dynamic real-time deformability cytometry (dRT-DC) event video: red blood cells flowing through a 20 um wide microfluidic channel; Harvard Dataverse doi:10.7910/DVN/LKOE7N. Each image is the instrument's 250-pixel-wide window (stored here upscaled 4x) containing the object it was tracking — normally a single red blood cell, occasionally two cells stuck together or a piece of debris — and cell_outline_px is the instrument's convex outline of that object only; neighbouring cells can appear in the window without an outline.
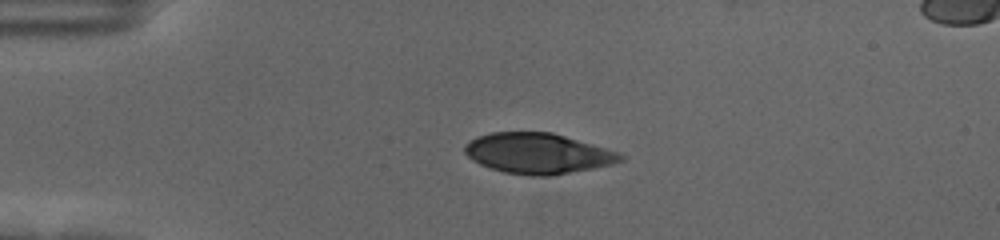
{"species": "human", "species_latin": "Homo sapiens", "temperature_condition": "cold", "stored_images_in_passage": 44, "camera_frame_rate_fps": 3000, "um_per_image_px": 0.085, "donor": {"sex": "female"}, "frame": {"image": 1, "passage_image": 1, "time_ms": 0.0, "image_size_px": [1000, 240], "cell_outline_px": [[624, 160], [612, 164], [552, 176], [528, 176], [504, 172], [488, 168], [472, 160], [464, 152], [464, 144], [468, 140], [476, 136], [492, 132], [552, 132], [620, 152], [624, 156]], "centroid_in_image_um": [45.69, 13.04], "position_along_channel_um": 39.3, "area_um2": 37.05}}
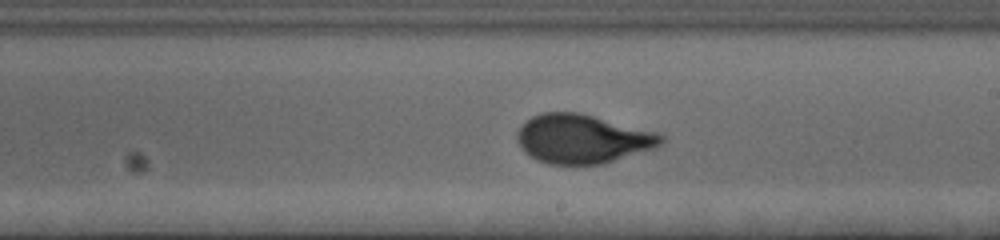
{"frame": {"image": 2, "passage_image": 21, "time_ms": 6.667, "image_size_px": [1000, 240], "cell_outline_px": [[664, 140], [656, 148], [604, 164], [548, 164], [536, 160], [524, 152], [520, 148], [516, 140], [516, 132], [532, 116], [544, 112], [576, 112], [656, 132], [664, 136]], "centroid_in_image_um": [49.49, 11.82], "position_along_channel_um": 239.5, "area_um2": 40.98}}
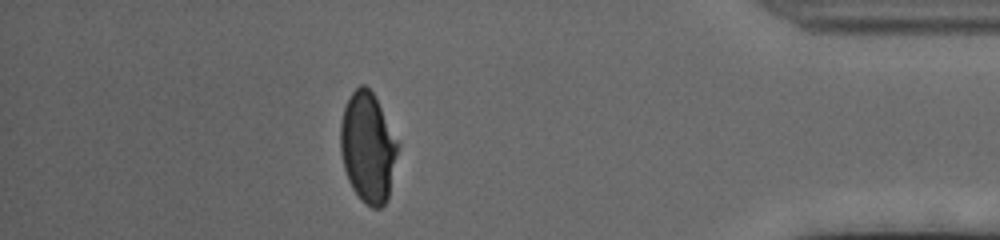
{"frame": {"image": 3, "passage_image": 38, "time_ms": 12.333, "image_size_px": [1000, 240], "cell_outline_px": [[400, 148], [388, 200], [380, 208], [372, 208], [360, 200], [352, 188], [348, 180], [344, 168], [340, 152], [340, 124], [344, 108], [352, 92], [360, 84], [364, 84], [372, 92], [400, 144]], "centroid_in_image_um": [31.28, 12.58], "position_along_channel_um": 403.9, "area_um2": 37.17}, "authors_computed_cell_mechanics": {"area_um2": 40.3444, "velocity_mm_per_s": 3.5589, "shape_relaxation_time_tau1_ms": 3.4812, "shape_relaxation_time_tau2_ms": null, "deformation_change_tau1": 0.1544, "deformation_change_tau2": null}}